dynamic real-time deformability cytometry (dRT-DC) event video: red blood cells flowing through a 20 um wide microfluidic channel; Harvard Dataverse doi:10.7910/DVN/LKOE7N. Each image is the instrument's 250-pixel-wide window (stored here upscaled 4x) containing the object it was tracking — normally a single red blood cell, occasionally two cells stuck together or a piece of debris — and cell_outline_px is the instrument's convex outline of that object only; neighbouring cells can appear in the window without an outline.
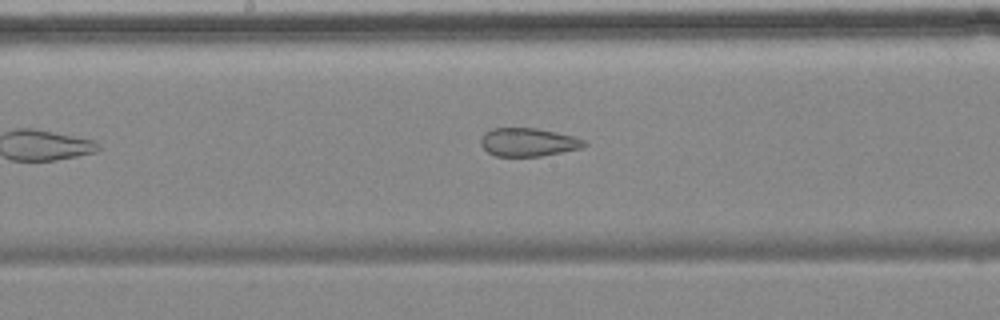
{"species": "common noctule bat (a hibernating species)", "species_latin": "Nyctalus noctula", "temperature_condition": "cold", "stored_images_in_passage": 8, "camera_frame_rate_fps": 3000, "um_per_image_px": 0.085, "animal": {"sex": "female", "body_mass_g": 18.4}, "frame": {"image": 1, "passage_image": 6, "time_ms": 7.0, "image_size_px": [1000, 320], "cell_outline_px": [[588, 144], [580, 148], [540, 156], [496, 156], [488, 152], [480, 144], [480, 140], [484, 132], [492, 128], [536, 128], [556, 132], [572, 136], [584, 140]], "centroid_in_image_um": [44.86, 12.08], "position_along_channel_um": 203.3, "area_um2": 16.94}}